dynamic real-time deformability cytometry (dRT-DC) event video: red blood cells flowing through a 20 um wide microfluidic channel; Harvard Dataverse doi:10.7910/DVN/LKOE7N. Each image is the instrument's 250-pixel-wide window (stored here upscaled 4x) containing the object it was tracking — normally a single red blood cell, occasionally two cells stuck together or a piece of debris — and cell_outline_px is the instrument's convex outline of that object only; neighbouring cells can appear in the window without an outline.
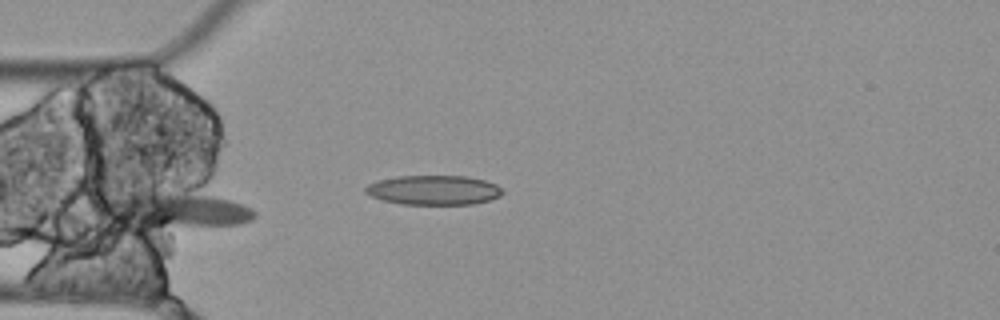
{"species": "Egyptian fruit bat (a non-hibernating species)", "species_latin": "Rousettus aegyptiacus", "temperature_condition": "cold", "stored_images_in_passage": 3, "camera_frame_rate_fps": 3000, "um_per_image_px": 0.085, "animal": {"sex": "female"}, "frame": {"image": 1, "passage_image": 1, "time_ms": 0.0, "image_size_px": [1000, 320], "cell_outline_px": [[256, 216], [252, 220], [240, 224], [144, 240], [116, 220], [100, 208], [104, 204], [112, 200], [132, 192], [136, 192], [208, 196], [228, 200], [240, 204], [256, 212]], "centroid_in_image_um": [14.84, 18.15], "position_along_channel_um": 70.2, "area_um2": 35.14}}
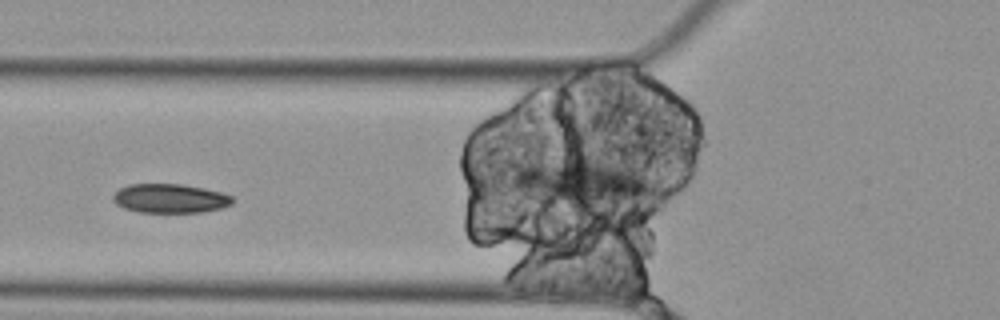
{"frame": {"image": 2, "passage_image": 2, "time_ms": 0.333, "image_size_px": [1000, 320], "cell_outline_px": [[236, 200], [232, 204], [220, 208], [200, 212], [140, 212], [124, 208], [116, 204], [112, 200], [112, 196], [120, 188], [128, 184], [180, 184], [204, 188], [220, 192], [232, 196]], "centroid_in_image_um": [14.45, 16.86], "position_along_channel_um": 111.3, "area_um2": 20.23}}